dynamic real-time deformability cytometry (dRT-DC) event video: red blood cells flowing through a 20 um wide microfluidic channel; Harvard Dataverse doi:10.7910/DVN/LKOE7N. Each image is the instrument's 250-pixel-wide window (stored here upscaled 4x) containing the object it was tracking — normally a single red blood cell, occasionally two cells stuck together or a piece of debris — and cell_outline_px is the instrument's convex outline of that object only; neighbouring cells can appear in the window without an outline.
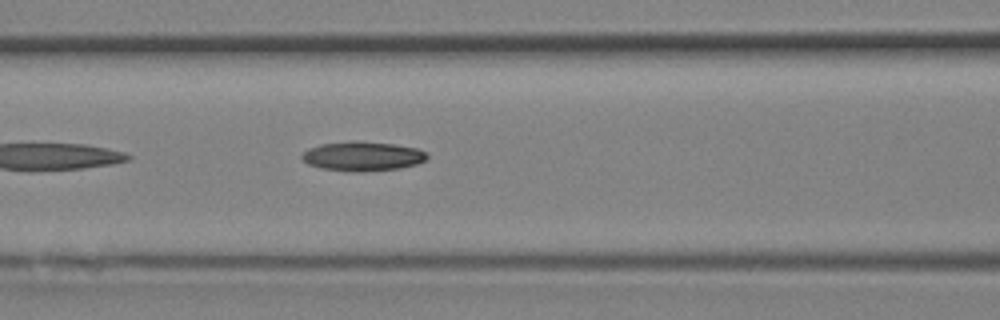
{"species": "Egyptian fruit bat (a non-hibernating species)", "species_latin": "Rousettus aegyptiacus", "temperature_condition": "room temperature", "stored_images_in_passage": 27, "camera_frame_rate_fps": 3000, "um_per_image_px": 0.085, "animal": {"sex": "female"}, "frame": {"image": 1, "passage_image": 12, "time_ms": 3.667, "image_size_px": [1000, 320], "cell_outline_px": [[428, 156], [424, 160], [416, 164], [400, 168], [360, 172], [352, 172], [320, 168], [308, 164], [300, 156], [308, 148], [320, 144], [352, 140], [392, 144], [416, 148], [428, 152]], "centroid_in_image_um": [30.8, 13.28], "position_along_channel_um": 135.8, "area_um2": 21.5}}
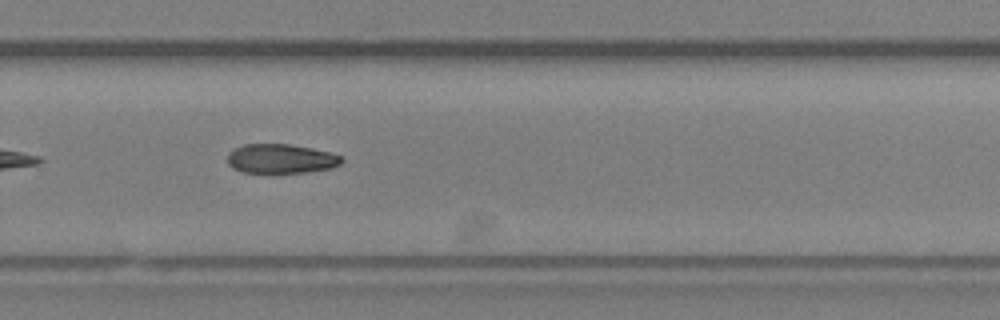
{"frame": {"image": 2, "passage_image": 19, "time_ms": 6.0, "image_size_px": [1000, 320], "cell_outline_px": [[344, 160], [340, 164], [332, 168], [308, 172], [244, 172], [232, 168], [228, 164], [228, 152], [232, 148], [244, 144], [288, 144], [312, 148], [332, 152], [344, 156]], "centroid_in_image_um": [23.91, 13.48], "position_along_channel_um": 305.9, "area_um2": 19.71}}